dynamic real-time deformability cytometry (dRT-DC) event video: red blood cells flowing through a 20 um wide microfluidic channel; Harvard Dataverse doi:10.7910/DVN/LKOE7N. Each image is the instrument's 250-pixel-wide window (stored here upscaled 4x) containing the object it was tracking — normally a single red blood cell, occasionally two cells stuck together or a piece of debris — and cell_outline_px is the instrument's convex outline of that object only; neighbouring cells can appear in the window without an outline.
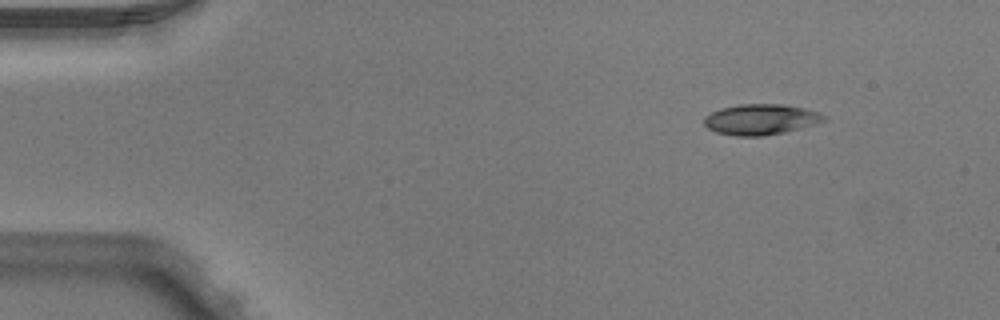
{"species": "Egyptian fruit bat (a non-hibernating species)", "species_latin": "Rousettus aegyptiacus", "temperature_condition": "warm", "stored_images_in_passage": 4, "camera_frame_rate_fps": 3000, "um_per_image_px": 0.085, "animal": {"sex": "male"}, "frame": {"image": 1, "passage_image": 1, "time_ms": 0.0, "image_size_px": [1000, 320], "cell_outline_px": [[828, 120], [784, 132], [764, 136], [736, 136], [716, 132], [708, 128], [704, 124], [704, 116], [720, 108], [740, 104], [784, 104], [804, 108], [820, 112], [828, 116]], "centroid_in_image_um": [64.68, 10.14], "position_along_channel_um": 20.3, "area_um2": 21.5}}
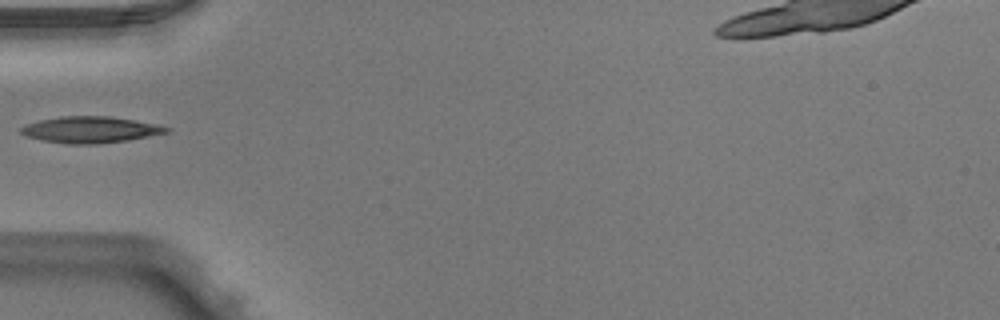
{"frame": {"image": 2, "passage_image": 4, "time_ms": 1.0, "image_size_px": [1000, 320], "cell_outline_px": [[172, 128], [168, 132], [128, 140], [96, 144], [68, 144], [40, 140], [28, 136], [20, 132], [20, 128], [28, 124], [40, 120], [64, 116], [108, 116], [136, 120], [156, 124]], "centroid_in_image_um": [7.7, 11.02], "position_along_channel_um": 77.3, "area_um2": 22.2}}